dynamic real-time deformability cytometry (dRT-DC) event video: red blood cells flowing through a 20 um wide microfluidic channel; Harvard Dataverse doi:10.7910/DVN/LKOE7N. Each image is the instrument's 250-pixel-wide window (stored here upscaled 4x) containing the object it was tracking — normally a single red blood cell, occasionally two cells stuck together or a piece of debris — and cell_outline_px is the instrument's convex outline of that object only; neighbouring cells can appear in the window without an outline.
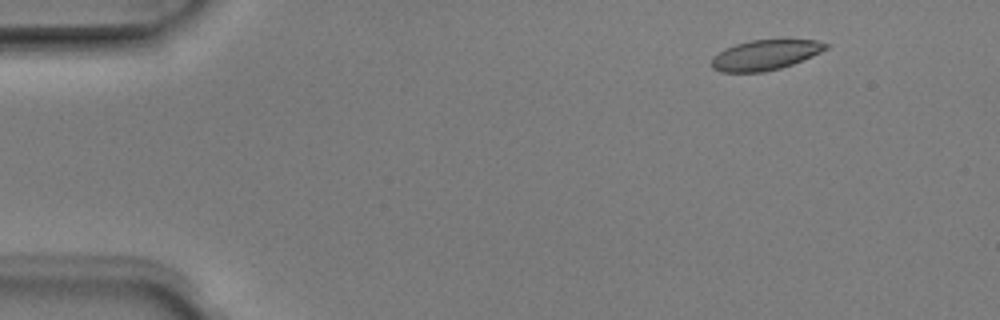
{"species": "Egyptian fruit bat (a non-hibernating species)", "species_latin": "Rousettus aegyptiacus", "temperature_condition": "room temperature", "stored_images_in_passage": 3, "segment_of_instrument_passage": [2, 2], "camera_frame_rate_fps": 3000, "um_per_image_px": 0.085, "animal": {"sex": "male"}, "frame": {"image": 1, "passage_image": 3, "time_ms": 0.667, "image_size_px": [1000, 320], "cell_outline_px": [[828, 48], [812, 56], [792, 64], [780, 68], [764, 72], [720, 72], [712, 68], [712, 56], [724, 48], [736, 44], [752, 40], [816, 40], [828, 44]], "centroid_in_image_um": [65.01, 4.68], "position_along_channel_um": 20.0, "area_um2": 19.94}}